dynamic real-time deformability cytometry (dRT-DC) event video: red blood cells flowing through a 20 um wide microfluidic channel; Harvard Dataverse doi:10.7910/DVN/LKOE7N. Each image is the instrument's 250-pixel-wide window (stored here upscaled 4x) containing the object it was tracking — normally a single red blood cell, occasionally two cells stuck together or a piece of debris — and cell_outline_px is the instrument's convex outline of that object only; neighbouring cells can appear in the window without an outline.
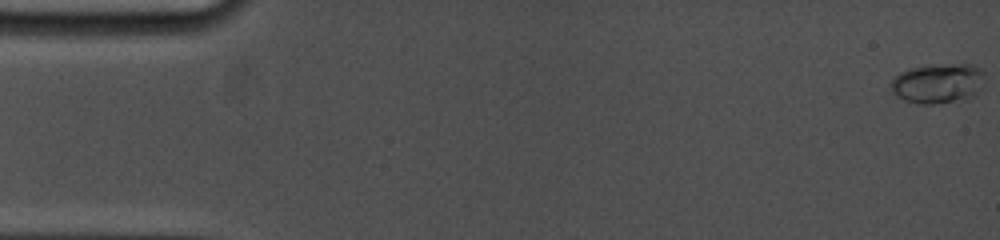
{"species": "common noctule bat (a hibernating species)", "species_latin": "Nyctalus noctula", "temperature_condition": "cold", "stored_images_in_passage": 37, "camera_frame_rate_fps": 5000, "um_per_image_px": 0.085, "animal": {"sex": "female", "body_mass_g": 19.0, "forearm_length_mm": 53.3}, "frame": {"image": 1, "passage_image": 1, "time_ms": 0.0, "image_size_px": [1000, 240], "cell_outline_px": [[984, 88], [976, 96], [936, 104], [920, 104], [904, 100], [896, 96], [892, 92], [892, 80], [900, 72], [912, 68], [952, 64], [972, 64], [980, 68], [984, 72]], "centroid_in_image_um": [79.79, 7.1], "position_along_channel_um": 5.2, "area_um2": 21.79}}
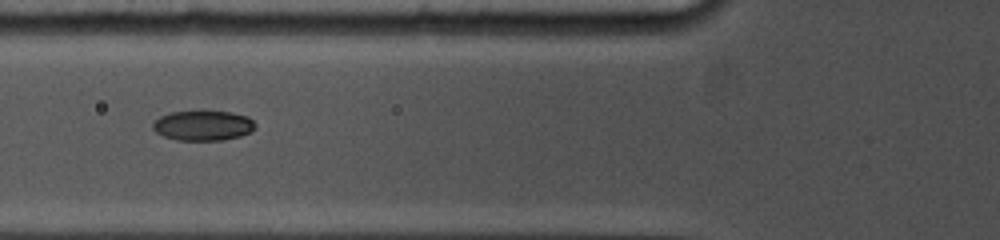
{"frame": {"image": 2, "passage_image": 30, "time_ms": 6.4, "image_size_px": [1000, 240], "cell_outline_px": [[256, 128], [252, 132], [240, 136], [224, 140], [176, 140], [164, 136], [156, 132], [152, 128], [152, 124], [160, 116], [172, 112], [228, 112], [248, 116], [256, 124]], "centroid_in_image_um": [17.29, 10.69], "position_along_channel_um": 108.5, "area_um2": 17.8}}
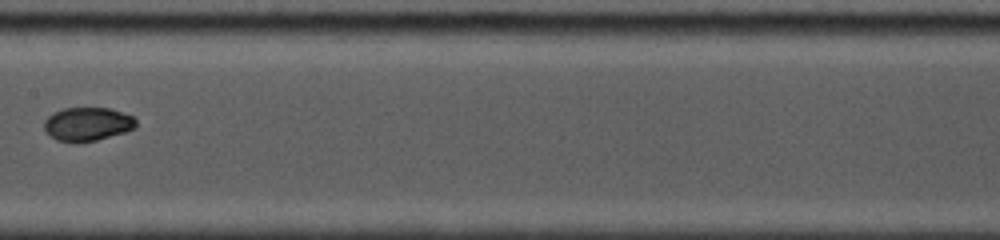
{"frame": {"image": 3, "passage_image": 37, "time_ms": 8.8, "image_size_px": [1000, 240], "cell_outline_px": [[136, 128], [124, 132], [96, 140], [76, 144], [56, 140], [44, 128], [44, 120], [52, 112], [64, 108], [112, 108], [132, 116], [136, 120]], "centroid_in_image_um": [7.42, 10.55], "position_along_channel_um": 200.0, "area_um2": 18.15}}